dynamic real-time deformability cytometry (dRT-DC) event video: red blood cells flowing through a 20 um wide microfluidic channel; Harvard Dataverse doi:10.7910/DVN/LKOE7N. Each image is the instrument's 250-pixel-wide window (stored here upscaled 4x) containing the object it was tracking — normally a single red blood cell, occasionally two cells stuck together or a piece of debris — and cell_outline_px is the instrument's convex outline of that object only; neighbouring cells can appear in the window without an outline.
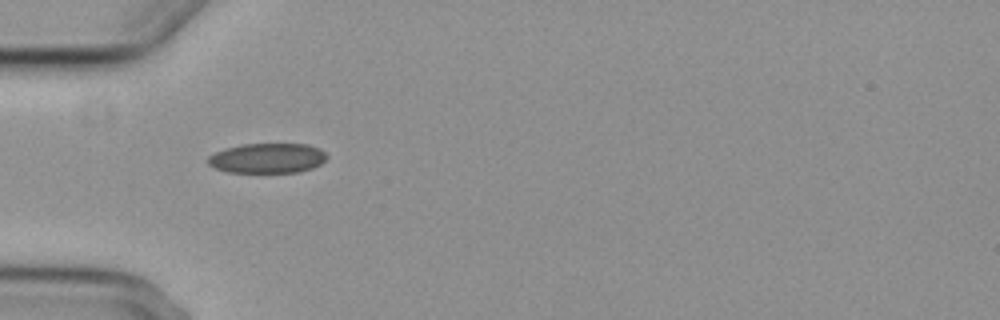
{"species": "common noctule bat (a hibernating species)", "species_latin": "Nyctalus noctula", "temperature_condition": "cold", "stored_images_in_passage": 5, "camera_frame_rate_fps": 3000, "um_per_image_px": 0.085, "animal": {"sex": "female", "body_mass_g": 29.2, "forearm_length_mm": 56.3}, "frame": {"image": 1, "passage_image": 4, "time_ms": 4.333, "image_size_px": [1000, 320], "cell_outline_px": [[328, 156], [320, 164], [312, 168], [300, 172], [228, 172], [212, 168], [208, 164], [208, 156], [224, 148], [244, 144], [308, 144], [320, 148]], "centroid_in_image_um": [22.72, 13.44], "position_along_channel_um": 62.3, "area_um2": 20.81}}
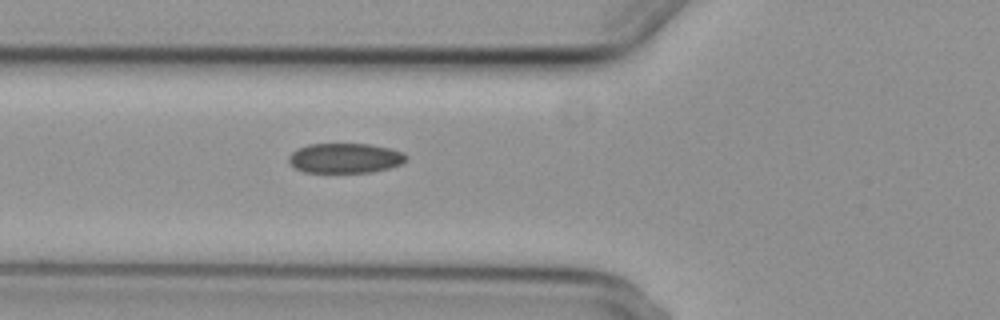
{"frame": {"image": 2, "passage_image": 5, "time_ms": 5.333, "image_size_px": [1000, 320], "cell_outline_px": [[408, 160], [400, 164], [388, 168], [372, 172], [304, 172], [296, 168], [288, 160], [288, 156], [292, 152], [308, 144], [372, 144], [404, 152], [408, 156]], "centroid_in_image_um": [29.37, 13.43], "position_along_channel_um": 96.4, "area_um2": 20.4}}